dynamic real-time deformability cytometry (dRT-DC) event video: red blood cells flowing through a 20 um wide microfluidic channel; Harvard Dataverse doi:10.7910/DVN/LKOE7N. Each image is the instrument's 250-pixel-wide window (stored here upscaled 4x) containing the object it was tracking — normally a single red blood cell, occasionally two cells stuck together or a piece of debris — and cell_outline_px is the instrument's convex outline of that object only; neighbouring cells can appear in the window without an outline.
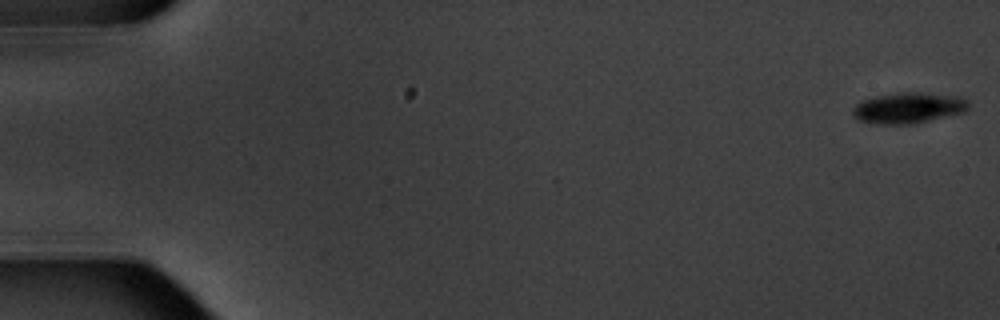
{"species": "common noctule bat (a hibernating species)", "species_latin": "Nyctalus noctula", "temperature_condition": "warm", "stored_images_in_passage": 10, "camera_frame_rate_fps": 3000, "um_per_image_px": 0.085, "animal": {"sex": "male", "body_mass_g": 20.1, "forearm_length_mm": 53.5}, "frame": {"image": 1, "passage_image": 1, "time_ms": 0.0, "image_size_px": [1000, 320], "cell_outline_px": [[968, 108], [964, 112], [912, 124], [880, 124], [856, 120], [852, 116], [852, 108], [856, 104], [864, 100], [876, 96], [900, 92], [920, 92], [960, 96], [968, 100]], "centroid_in_image_um": [77.2, 9.17], "position_along_channel_um": 7.8, "area_um2": 20.87}}
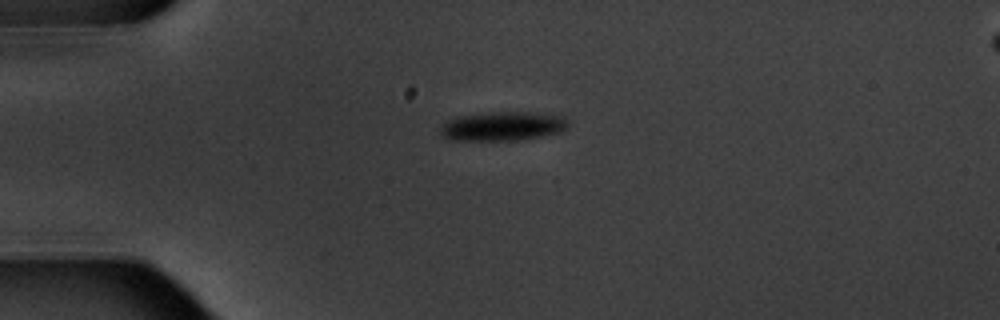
{"frame": {"image": 2, "passage_image": 5, "time_ms": 4.667, "image_size_px": [1000, 320], "cell_outline_px": [[568, 128], [560, 132], [524, 140], [448, 140], [440, 136], [440, 128], [448, 120], [456, 116], [484, 112], [544, 112], [564, 116], [568, 120]], "centroid_in_image_um": [42.75, 10.72], "position_along_channel_um": 42.3, "area_um2": 22.25}}